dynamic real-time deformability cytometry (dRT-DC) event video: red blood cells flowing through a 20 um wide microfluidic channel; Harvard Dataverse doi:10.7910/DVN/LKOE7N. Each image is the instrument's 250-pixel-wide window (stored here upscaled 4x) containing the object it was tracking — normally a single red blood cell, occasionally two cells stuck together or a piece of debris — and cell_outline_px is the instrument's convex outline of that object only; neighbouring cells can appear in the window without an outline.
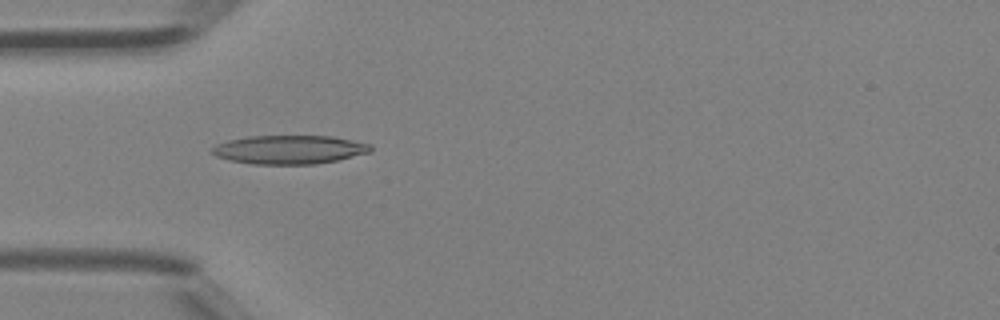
{"species": "Egyptian fruit bat (a non-hibernating species)", "species_latin": "Rousettus aegyptiacus", "temperature_condition": "room temperature", "stored_images_in_passage": 5, "camera_frame_rate_fps": 3000, "um_per_image_px": 0.085, "animal": {"sex": "female"}, "frame": {"image": 1, "passage_image": 4, "time_ms": 1.0, "image_size_px": [1000, 320], "cell_outline_px": [[372, 148], [368, 152], [336, 160], [312, 164], [252, 164], [228, 160], [216, 156], [212, 152], [212, 148], [216, 144], [228, 140], [248, 136], [332, 136], [372, 144]], "centroid_in_image_um": [24.55, 12.71], "position_along_channel_um": 60.4, "area_um2": 26.36}}
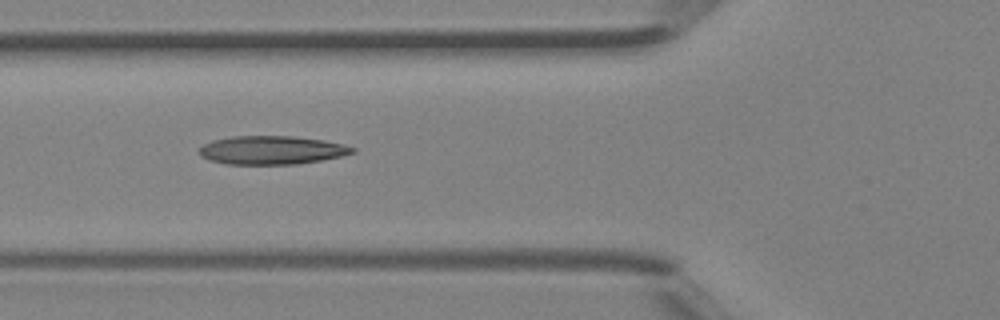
{"frame": {"image": 2, "passage_image": 5, "time_ms": 1.333, "image_size_px": [1000, 320], "cell_outline_px": [[356, 152], [340, 156], [320, 160], [296, 164], [228, 164], [212, 160], [200, 156], [200, 148], [204, 144], [212, 140], [232, 136], [292, 136], [324, 140], [356, 148]], "centroid_in_image_um": [23.09, 12.75], "position_along_channel_um": 102.7, "area_um2": 25.2}}